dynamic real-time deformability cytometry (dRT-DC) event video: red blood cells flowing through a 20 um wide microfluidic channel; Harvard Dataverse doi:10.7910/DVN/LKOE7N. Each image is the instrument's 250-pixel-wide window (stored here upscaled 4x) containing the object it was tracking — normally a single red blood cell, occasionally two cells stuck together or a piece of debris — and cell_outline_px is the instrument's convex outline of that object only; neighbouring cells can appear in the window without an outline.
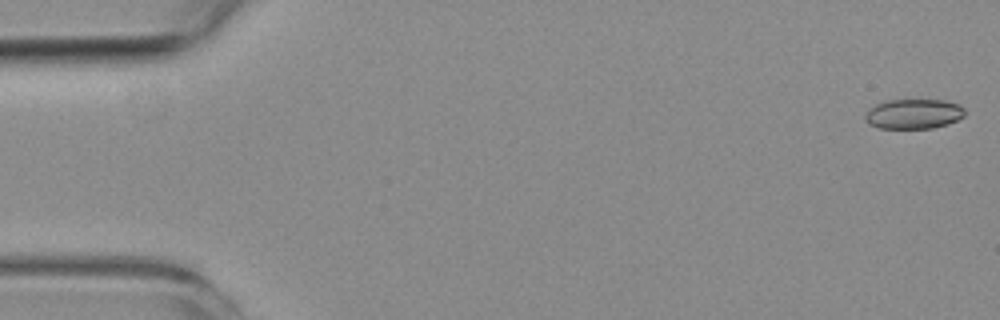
{"species": "common noctule bat (a hibernating species)", "species_latin": "Nyctalus noctula", "temperature_condition": "room temperature", "stored_images_in_passage": 5, "camera_frame_rate_fps": 3000, "um_per_image_px": 0.085, "animal": {"sex": "female", "body_mass_g": 19.3, "forearm_length_mm": 54.1}, "frame": {"image": 1, "passage_image": 5, "time_ms": 5.333, "image_size_px": [1000, 320], "cell_outline_px": [[964, 116], [956, 120], [932, 128], [880, 128], [868, 124], [864, 116], [868, 108], [884, 100], [944, 100], [960, 104], [964, 108]], "centroid_in_image_um": [77.62, 9.67], "position_along_channel_um": 7.4, "area_um2": 17.34}}